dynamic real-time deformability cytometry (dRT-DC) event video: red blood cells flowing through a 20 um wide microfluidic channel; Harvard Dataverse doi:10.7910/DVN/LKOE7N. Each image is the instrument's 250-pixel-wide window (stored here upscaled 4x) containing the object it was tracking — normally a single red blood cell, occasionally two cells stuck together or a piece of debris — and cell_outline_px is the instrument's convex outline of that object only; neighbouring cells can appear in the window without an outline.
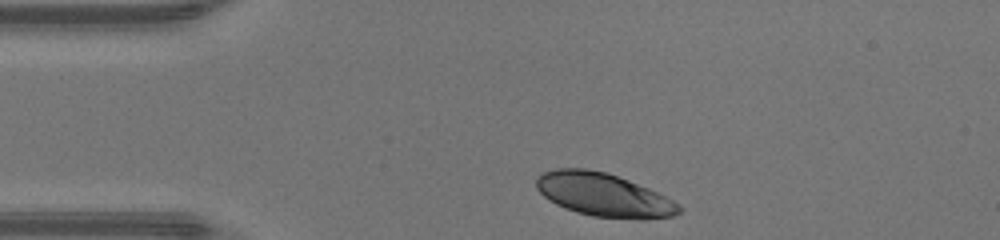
{"species": "human", "species_latin": "Homo sapiens", "temperature_condition": "warm", "stored_images_in_passage": 30, "camera_frame_rate_fps": 3000, "um_per_image_px": 0.085, "donor": {"sex": "male"}, "frame": {"image": 1, "passage_image": 1, "time_ms": 0.0, "image_size_px": [1000, 240], "cell_outline_px": [[680, 212], [672, 216], [644, 220], [640, 220], [592, 216], [576, 212], [564, 208], [548, 200], [536, 188], [536, 176], [540, 172], [556, 168], [588, 168], [604, 172], [628, 180], [648, 188], [680, 204]], "centroid_in_image_um": [51.26, 16.56], "position_along_channel_um": 33.7, "area_um2": 36.18}}
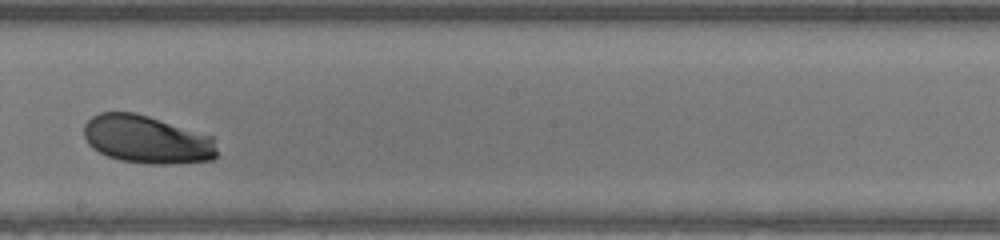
{"frame": {"image": 2, "passage_image": 18, "time_ms": 5.667, "image_size_px": [1000, 240], "cell_outline_px": [[216, 156], [212, 160], [168, 164], [148, 164], [120, 160], [108, 156], [92, 148], [88, 144], [84, 136], [84, 124], [92, 116], [100, 112], [132, 112], [148, 116], [212, 136], [216, 148]], "centroid_in_image_um": [12.45, 11.86], "position_along_channel_um": 235.7, "area_um2": 37.11}}
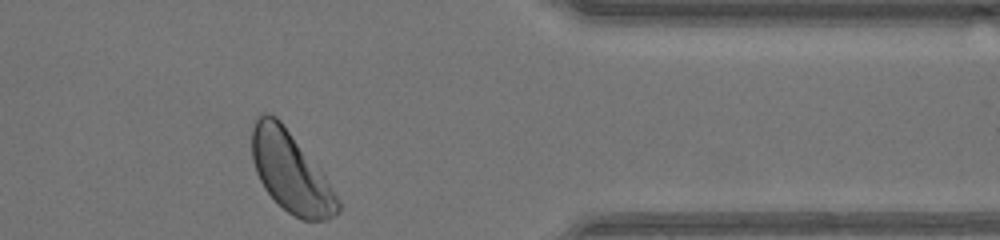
{"frame": {"image": 3, "passage_image": 30, "time_ms": 9.667, "image_size_px": [1000, 240], "cell_outline_px": [[340, 212], [328, 220], [300, 220], [288, 212], [264, 188], [256, 172], [252, 160], [252, 128], [256, 116], [260, 112], [268, 112], [276, 116], [280, 120], [320, 168], [336, 196], [340, 204]], "centroid_in_image_um": [24.7, 14.59], "position_along_channel_um": 386.7, "area_um2": 40.11}, "authors_computed_cell_mechanics": {"area_um2": 36.9342, "velocity_mm_per_s": 4.2913, "shape_relaxation_time_tau1_ms": 2.5116, "shape_relaxation_time_tau2_ms": null, "deformation_change_tau1": 0.1267, "deformation_change_tau2": null}}